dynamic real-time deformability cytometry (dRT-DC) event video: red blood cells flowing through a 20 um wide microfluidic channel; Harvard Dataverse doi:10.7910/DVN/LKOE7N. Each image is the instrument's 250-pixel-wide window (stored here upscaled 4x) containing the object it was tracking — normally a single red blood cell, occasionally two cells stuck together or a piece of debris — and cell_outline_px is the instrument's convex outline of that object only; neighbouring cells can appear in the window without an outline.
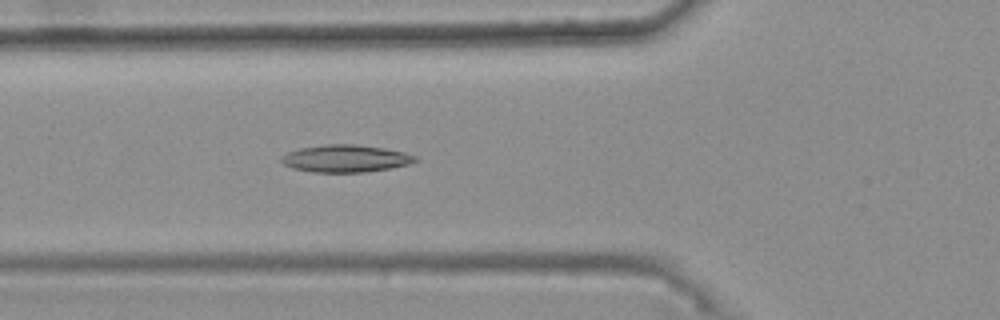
{"species": "common noctule bat (a hibernating species)", "species_latin": "Nyctalus noctula", "temperature_condition": "warm", "stored_images_in_passage": 46, "camera_frame_rate_fps": 3000, "um_per_image_px": 0.085, "animal": {"sex": "female", "body_mass_g": 25.1}, "frame": {"image": 1, "passage_image": 19, "time_ms": 6.0, "image_size_px": [1000, 320], "cell_outline_px": [[420, 160], [408, 164], [392, 168], [364, 172], [312, 172], [292, 168], [284, 164], [280, 160], [288, 152], [300, 148], [324, 144], [356, 144], [384, 148], [404, 152], [416, 156]], "centroid_in_image_um": [29.4, 13.47], "position_along_channel_um": 96.4, "area_um2": 21.33}}
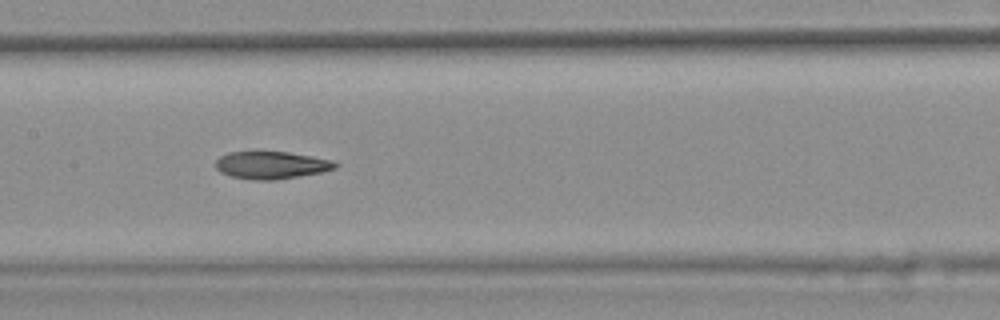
{"frame": {"image": 2, "passage_image": 26, "time_ms": 8.333, "image_size_px": [1000, 320], "cell_outline_px": [[340, 164], [336, 168], [320, 172], [300, 176], [276, 180], [252, 180], [232, 176], [220, 172], [216, 168], [216, 160], [220, 156], [228, 152], [288, 152], [312, 156], [332, 160]], "centroid_in_image_um": [23.07, 14.04], "position_along_channel_um": 184.3, "area_um2": 19.13}}
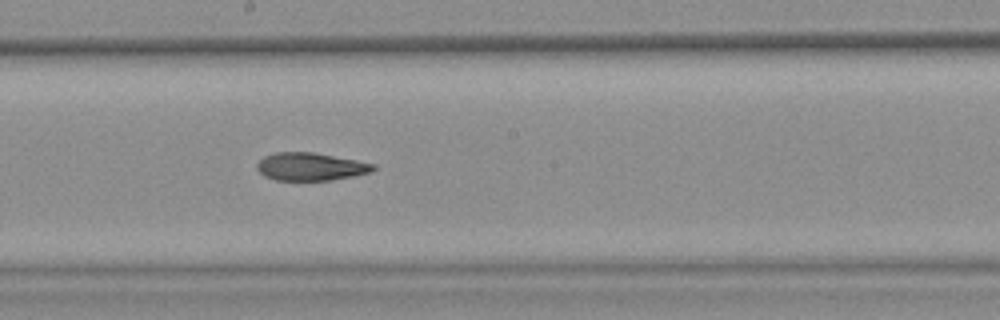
{"frame": {"image": 3, "passage_image": 29, "time_ms": 9.333, "image_size_px": [1000, 320], "cell_outline_px": [[376, 168], [368, 172], [352, 176], [332, 180], [276, 180], [264, 176], [256, 168], [256, 164], [264, 156], [276, 152], [312, 152], [356, 160], [376, 164]], "centroid_in_image_um": [26.37, 14.16], "position_along_channel_um": 221.8, "area_um2": 18.73}, "authors_computed_cell_mechanics": {"area_um2": 20.2011, "velocity_mm_per_s": 3.7595, "shape_relaxation_time_tau1_ms": null, "shape_relaxation_time_tau2_ms": 6.1721, "deformation_change_tau1": null, "deformation_change_tau2": 0.151}}